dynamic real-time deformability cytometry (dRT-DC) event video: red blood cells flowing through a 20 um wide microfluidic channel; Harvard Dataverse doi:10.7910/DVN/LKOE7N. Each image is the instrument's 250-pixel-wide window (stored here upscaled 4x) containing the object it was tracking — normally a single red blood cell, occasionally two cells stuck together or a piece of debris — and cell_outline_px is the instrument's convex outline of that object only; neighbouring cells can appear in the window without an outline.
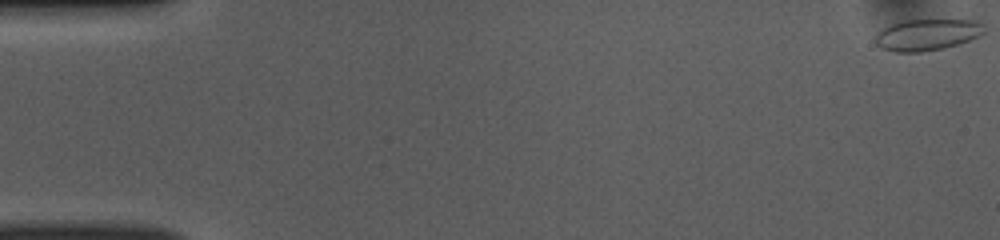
{"species": "common noctule bat (a hibernating species)", "species_latin": "Nyctalus noctula", "temperature_condition": "room temperature", "stored_images_in_passage": 15, "camera_frame_rate_fps": 3000, "um_per_image_px": 0.085, "animal": {"sex": "female", "body_mass_g": 10.0, "forearm_length_mm": 53.1}, "frame": {"image": 1, "passage_image": 1, "time_ms": 0.0, "image_size_px": [1000, 240], "cell_outline_px": [[984, 32], [980, 36], [960, 44], [944, 48], [924, 52], [892, 52], [880, 48], [876, 44], [876, 32], [888, 24], [900, 20], [928, 16], [976, 20], [980, 24]], "centroid_in_image_um": [78.78, 2.89], "position_along_channel_um": 6.2, "area_um2": 21.33}}
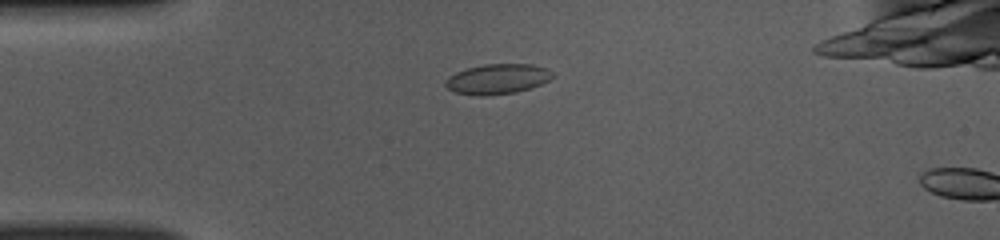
{"frame": {"image": 2, "passage_image": 13, "time_ms": 4.0, "image_size_px": [1000, 240], "cell_outline_px": [[556, 76], [540, 84], [516, 92], [484, 96], [480, 96], [456, 92], [448, 88], [444, 84], [448, 76], [456, 72], [468, 68], [484, 64], [532, 64], [548, 68]], "centroid_in_image_um": [42.3, 6.7], "position_along_channel_um": 42.7, "area_um2": 18.73}}